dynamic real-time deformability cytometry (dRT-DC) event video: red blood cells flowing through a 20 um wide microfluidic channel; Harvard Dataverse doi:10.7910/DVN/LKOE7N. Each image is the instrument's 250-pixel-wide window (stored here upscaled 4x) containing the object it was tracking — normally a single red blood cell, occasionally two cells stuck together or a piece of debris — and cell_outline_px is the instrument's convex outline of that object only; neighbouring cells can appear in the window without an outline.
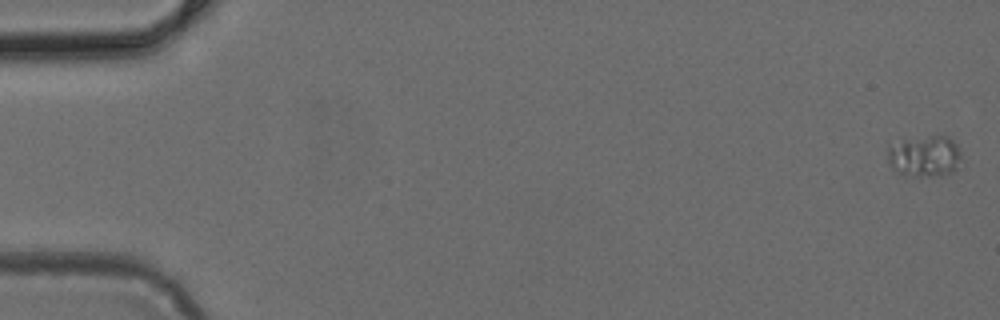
{"species": "common noctule bat (a hibernating species)", "species_latin": "Nyctalus noctula", "temperature_condition": "cold", "stored_images_in_passage": 51, "camera_frame_rate_fps": 3000, "um_per_image_px": 0.085, "animal": {"sex": "female", "body_mass_g": 24.6, "forearm_length_mm": 56.2}, "frame": {"image": 1, "passage_image": 1, "time_ms": 0.0, "image_size_px": [1000, 320], "cell_outline_px": [[960, 156], [956, 168], [952, 172], [940, 176], [904, 176], [892, 168], [888, 164], [888, 148], [904, 140], [932, 136], [948, 136], [960, 148]], "centroid_in_image_um": [78.59, 13.3], "position_along_channel_um": 6.4, "area_um2": 17.57}}
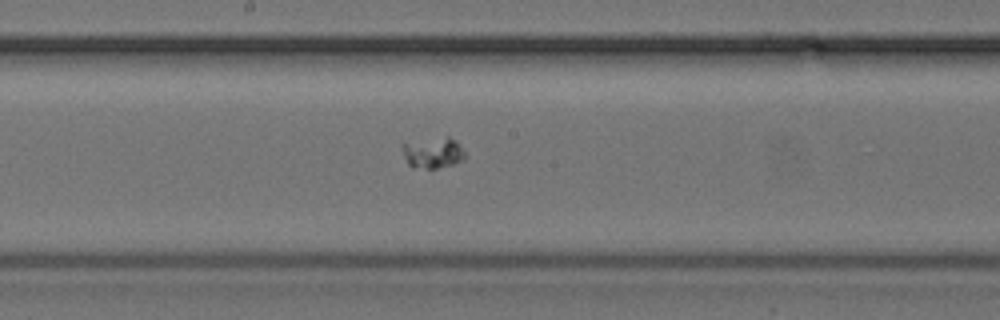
{"frame": {"image": 2, "passage_image": 27, "time_ms": 8.667, "image_size_px": [1000, 320], "cell_outline_px": [[464, 160], [452, 164], [436, 168], [412, 168], [408, 164], [404, 156], [400, 144], [448, 136], [456, 140], [464, 152]], "centroid_in_image_um": [36.79, 12.99], "position_along_channel_um": 211.4, "area_um2": 11.16}}
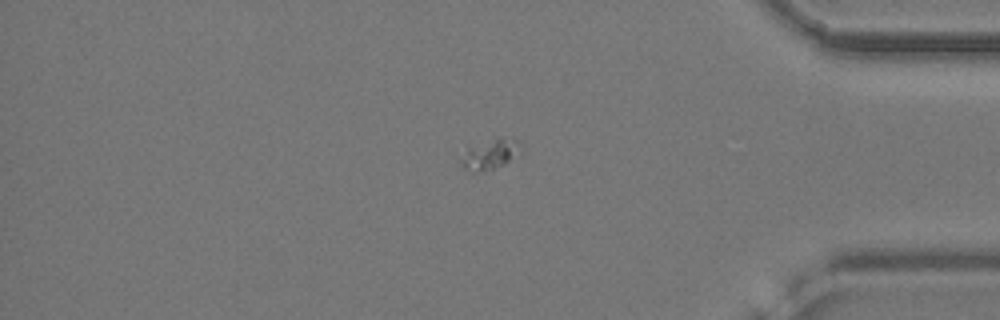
{"frame": {"image": 3, "passage_image": 42, "time_ms": 13.667, "image_size_px": [1000, 320], "cell_outline_px": [[524, 152], [504, 164], [484, 172], [472, 172], [464, 168], [460, 164], [460, 160], [468, 148], [496, 136], [512, 136], [524, 148]], "centroid_in_image_um": [41.75, 13.08], "position_along_channel_um": 393.5, "area_um2": 10.98}}